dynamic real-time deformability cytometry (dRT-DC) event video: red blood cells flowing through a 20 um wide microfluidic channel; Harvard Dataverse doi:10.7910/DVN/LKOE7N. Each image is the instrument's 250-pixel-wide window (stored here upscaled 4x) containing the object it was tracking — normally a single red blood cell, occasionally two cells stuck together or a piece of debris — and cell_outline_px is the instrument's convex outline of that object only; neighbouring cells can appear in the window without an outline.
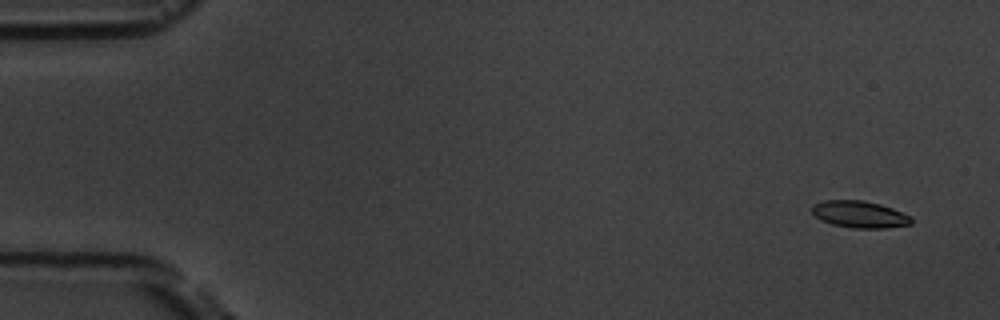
{"species": "common noctule bat (a hibernating species)", "species_latin": "Nyctalus noctula", "temperature_condition": "room temperature", "stored_images_in_passage": 2, "camera_frame_rate_fps": 3000, "um_per_image_px": 0.085, "animal": {"sex": "male", "body_mass_g": 19.5, "forearm_length_mm": 54.6}, "frame": {"image": 1, "passage_image": 1, "time_ms": 0.0, "image_size_px": [1000, 320], "cell_outline_px": [[912, 224], [884, 228], [852, 228], [832, 224], [820, 220], [812, 212], [812, 204], [824, 200], [864, 200], [880, 204], [892, 208], [912, 216]], "centroid_in_image_um": [73.07, 18.21], "position_along_channel_um": 11.9, "area_um2": 15.66}}